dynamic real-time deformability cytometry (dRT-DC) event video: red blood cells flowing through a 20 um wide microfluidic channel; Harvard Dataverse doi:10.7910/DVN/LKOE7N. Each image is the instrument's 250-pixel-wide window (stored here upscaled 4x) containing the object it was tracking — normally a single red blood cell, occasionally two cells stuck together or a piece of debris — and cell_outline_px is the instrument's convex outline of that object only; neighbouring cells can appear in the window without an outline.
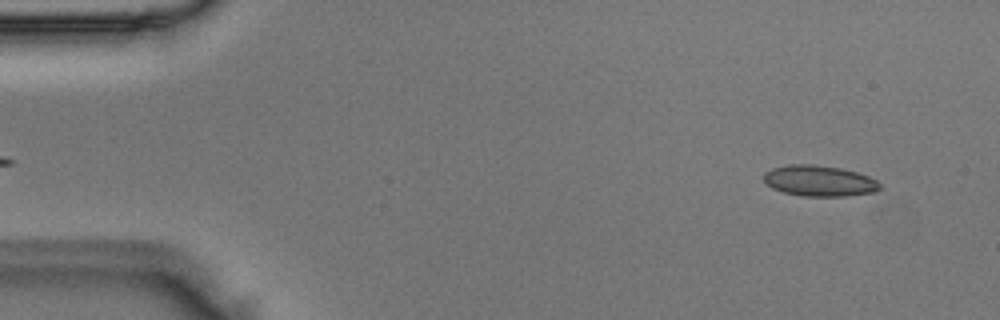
{"species": "Egyptian fruit bat (a non-hibernating species)", "species_latin": "Rousettus aegyptiacus", "temperature_condition": "room temperature", "stored_images_in_passage": 6, "camera_frame_rate_fps": 3000, "um_per_image_px": 0.085, "animal": {"sex": "male"}, "frame": {"image": 1, "passage_image": 6, "time_ms": 1.667, "image_size_px": [1000, 320], "cell_outline_px": [[880, 188], [876, 192], [844, 196], [804, 196], [784, 192], [772, 188], [764, 180], [764, 172], [772, 168], [788, 164], [812, 164], [840, 168], [856, 172], [868, 176], [876, 180], [880, 184]], "centroid_in_image_um": [69.64, 15.37], "position_along_channel_um": 15.4, "area_um2": 20.81}}